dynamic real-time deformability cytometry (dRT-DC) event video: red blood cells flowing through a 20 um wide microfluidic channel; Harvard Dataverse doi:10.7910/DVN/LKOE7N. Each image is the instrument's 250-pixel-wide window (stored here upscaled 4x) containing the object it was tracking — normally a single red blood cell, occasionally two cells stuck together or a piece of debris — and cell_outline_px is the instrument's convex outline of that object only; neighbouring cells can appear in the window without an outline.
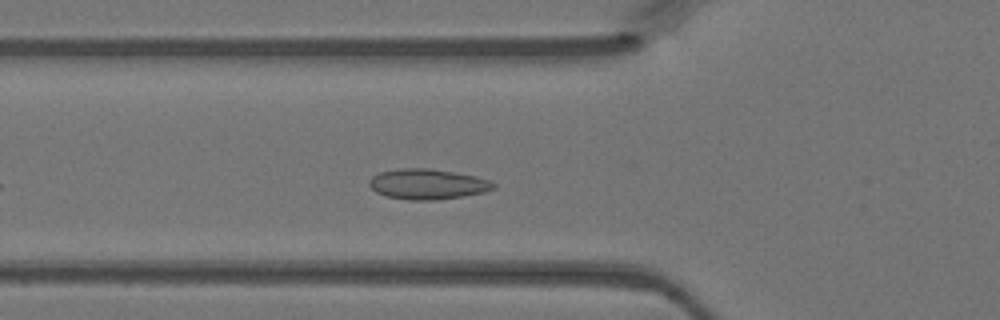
{"species": "Egyptian fruit bat (a non-hibernating species)", "species_latin": "Rousettus aegyptiacus", "temperature_condition": "warm", "stored_images_in_passage": 27, "camera_frame_rate_fps": 3000, "um_per_image_px": 0.085, "animal": {"sex": "female"}, "frame": {"image": 1, "passage_image": 7, "time_ms": 2.0, "image_size_px": [1000, 320], "cell_outline_px": [[496, 188], [484, 192], [464, 196], [436, 200], [412, 200], [388, 196], [376, 192], [368, 184], [368, 180], [372, 176], [380, 172], [400, 168], [428, 168], [476, 176], [488, 180], [496, 184]], "centroid_in_image_um": [36.34, 15.65], "position_along_channel_um": 89.5, "area_um2": 21.91}}
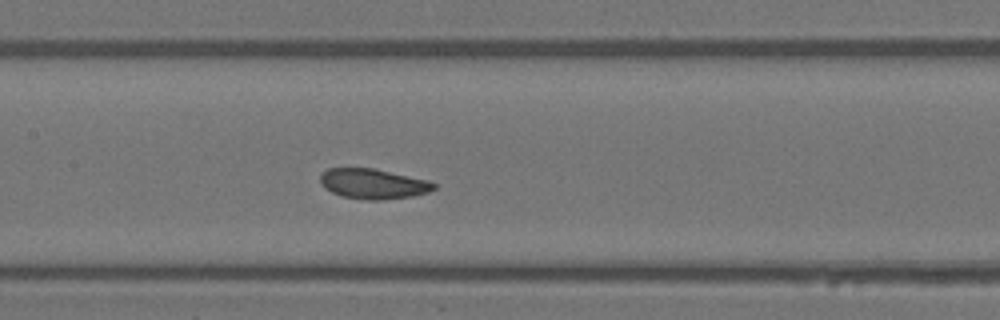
{"frame": {"image": 2, "passage_image": 13, "time_ms": 4.0, "image_size_px": [1000, 320], "cell_outline_px": [[436, 188], [428, 192], [412, 196], [380, 200], [368, 200], [344, 196], [332, 192], [324, 188], [320, 184], [320, 172], [328, 168], [376, 168], [428, 180], [436, 184]], "centroid_in_image_um": [31.7, 15.61], "position_along_channel_um": 175.7, "area_um2": 20.06}}
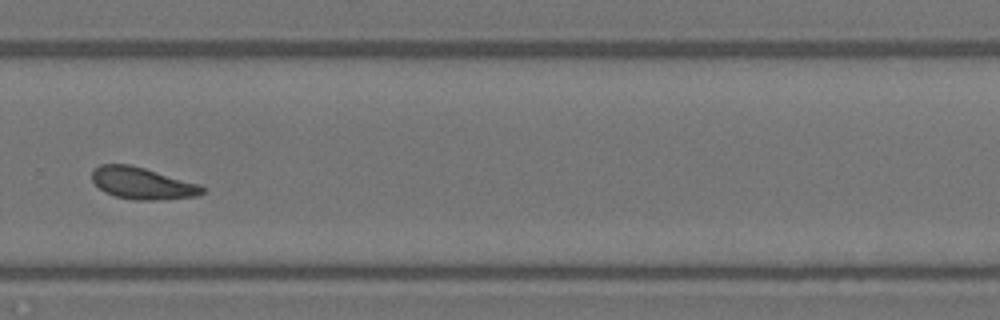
{"frame": {"image": 3, "passage_image": 23, "time_ms": 7.333, "image_size_px": [1000, 320], "cell_outline_px": [[204, 192], [196, 196], [160, 200], [132, 200], [116, 196], [104, 192], [92, 180], [92, 168], [100, 164], [128, 164], [144, 168], [200, 184], [204, 188]], "centroid_in_image_um": [12.07, 15.58], "position_along_channel_um": 317.7, "area_um2": 20.46}}